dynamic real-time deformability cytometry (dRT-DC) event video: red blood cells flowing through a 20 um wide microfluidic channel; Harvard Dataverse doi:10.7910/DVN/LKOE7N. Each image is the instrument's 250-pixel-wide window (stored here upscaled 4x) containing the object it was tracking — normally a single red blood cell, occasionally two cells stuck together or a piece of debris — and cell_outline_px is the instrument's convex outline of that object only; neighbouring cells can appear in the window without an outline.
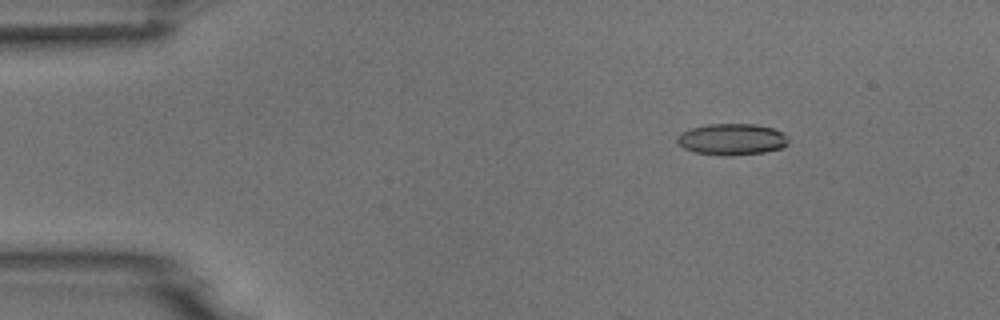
{"species": "common noctule bat (a hibernating species)", "species_latin": "Nyctalus noctula", "temperature_condition": "room temperature", "stored_images_in_passage": 7, "camera_frame_rate_fps": 3000, "um_per_image_px": 0.085, "animal": {"sex": "male", "body_mass_g": 18.8}, "frame": {"image": 1, "passage_image": 2, "time_ms": 1.333, "image_size_px": [1000, 320], "cell_outline_px": [[788, 144], [780, 148], [764, 152], [732, 156], [724, 156], [696, 152], [684, 148], [676, 140], [680, 132], [692, 128], [708, 124], [756, 124], [772, 128], [784, 132], [788, 136]], "centroid_in_image_um": [62.24, 11.84], "position_along_channel_um": 22.8, "area_um2": 20.4}}
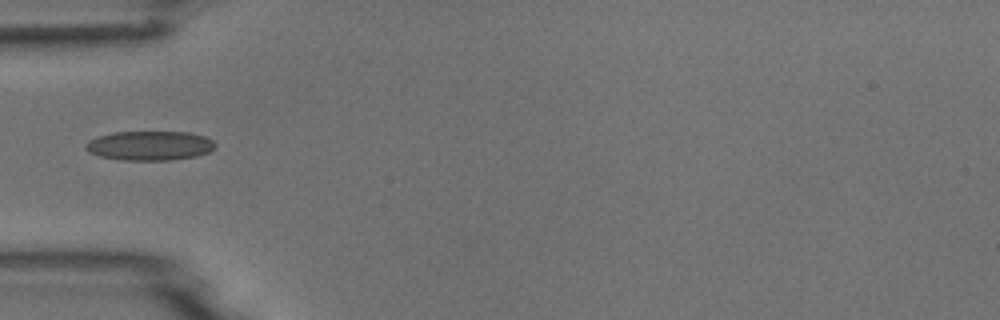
{"frame": {"image": 2, "passage_image": 5, "time_ms": 4.667, "image_size_px": [1000, 320], "cell_outline_px": [[216, 144], [208, 152], [196, 156], [168, 160], [120, 160], [100, 156], [88, 152], [84, 148], [84, 144], [88, 140], [96, 136], [112, 132], [188, 132], [204, 136], [212, 140]], "centroid_in_image_um": [12.65, 12.37], "position_along_channel_um": 72.3, "area_um2": 22.25}}